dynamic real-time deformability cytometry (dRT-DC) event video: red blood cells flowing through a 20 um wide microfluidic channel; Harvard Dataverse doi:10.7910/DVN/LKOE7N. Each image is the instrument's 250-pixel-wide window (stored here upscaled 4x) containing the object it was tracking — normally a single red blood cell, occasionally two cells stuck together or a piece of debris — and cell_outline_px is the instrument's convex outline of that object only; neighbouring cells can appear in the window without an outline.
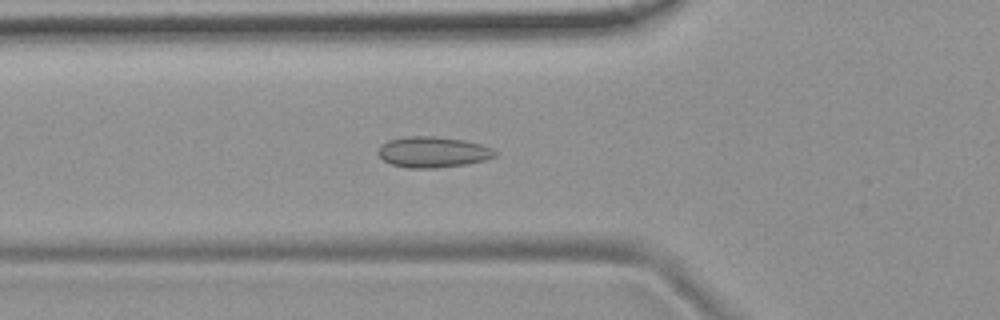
{"species": "common noctule bat (a hibernating species)", "species_latin": "Nyctalus noctula", "temperature_condition": "room temperature", "stored_images_in_passage": 53, "camera_frame_rate_fps": 3000, "um_per_image_px": 0.085, "animal": {"sex": "female", "body_mass_g": 19.9}, "frame": {"image": 1, "passage_image": 18, "time_ms": 5.667, "image_size_px": [1000, 320], "cell_outline_px": [[496, 156], [484, 160], [468, 164], [436, 168], [408, 168], [392, 164], [384, 160], [376, 152], [388, 140], [404, 136], [436, 136], [464, 140], [480, 144], [492, 148], [496, 152]], "centroid_in_image_um": [36.8, 12.92], "position_along_channel_um": 89.0, "area_um2": 20.98}}
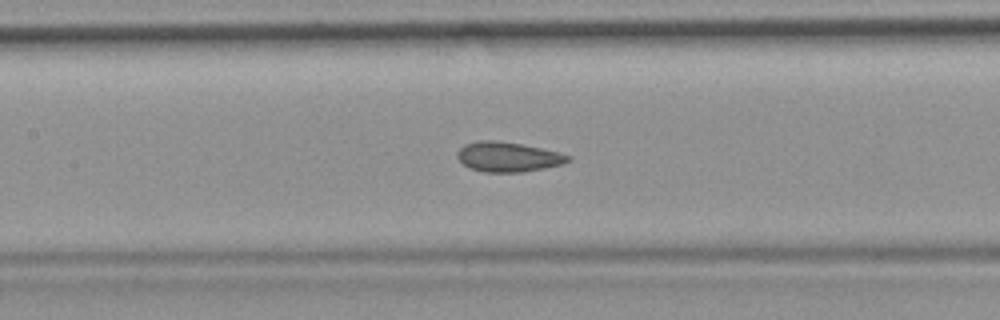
{"frame": {"image": 2, "passage_image": 24, "time_ms": 7.667, "image_size_px": [1000, 320], "cell_outline_px": [[572, 160], [564, 164], [544, 168], [520, 172], [484, 172], [468, 168], [456, 156], [456, 152], [464, 144], [480, 140], [496, 140], [520, 144], [560, 152], [572, 156]], "centroid_in_image_um": [43.19, 13.33], "position_along_channel_um": 164.2, "area_um2": 19.36}}
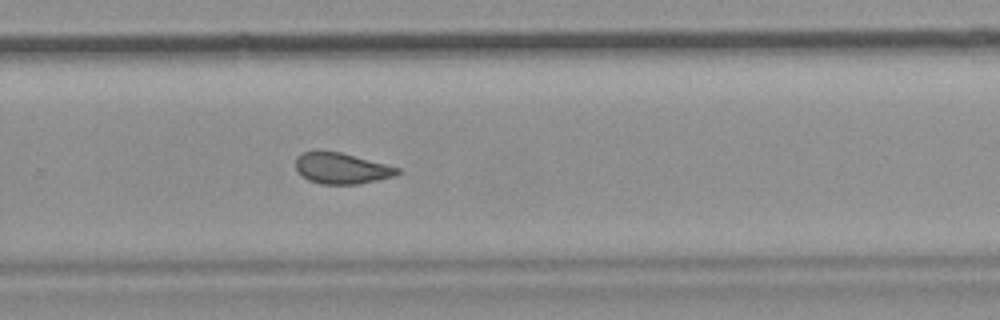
{"frame": {"image": 3, "passage_image": 35, "time_ms": 11.333, "image_size_px": [1000, 320], "cell_outline_px": [[400, 172], [396, 176], [356, 184], [320, 184], [308, 180], [296, 168], [296, 156], [304, 152], [316, 148], [320, 148], [340, 152], [400, 168]], "centroid_in_image_um": [28.99, 14.27], "position_along_channel_um": 300.8, "area_um2": 18.55}, "authors_computed_cell_mechanics": {"area_um2": 19.3052, "velocity_mm_per_s": 3.7409, "shape_relaxation_time_tau1_ms": null, "shape_relaxation_time_tau2_ms": 2.0929, "deformation_change_tau1": null, "deformation_change_tau2": 0.072}}